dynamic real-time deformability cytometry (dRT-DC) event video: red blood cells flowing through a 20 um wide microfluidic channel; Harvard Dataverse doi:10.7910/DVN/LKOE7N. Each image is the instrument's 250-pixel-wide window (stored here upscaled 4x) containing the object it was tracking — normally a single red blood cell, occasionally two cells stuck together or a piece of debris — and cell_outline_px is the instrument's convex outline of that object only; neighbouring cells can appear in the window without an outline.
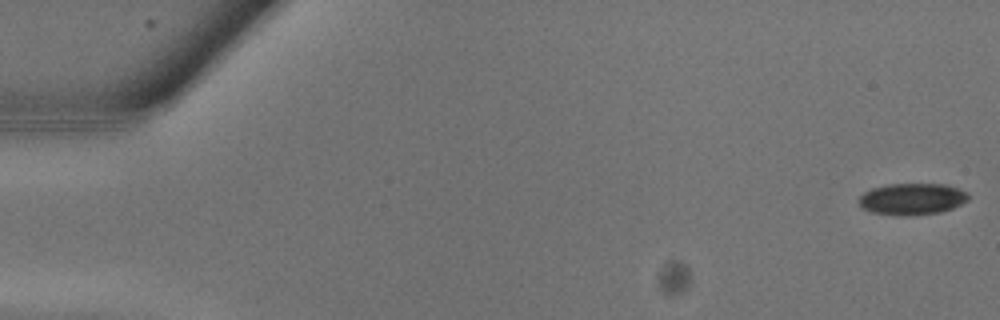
{"species": "common noctule bat (a hibernating species)", "species_latin": "Nyctalus noctula", "temperature_condition": "warm", "stored_images_in_passage": 7, "camera_frame_rate_fps": 3000, "um_per_image_px": 0.085, "animal": {"sex": "male", "body_mass_g": 13.3}, "frame": {"image": 1, "passage_image": 1, "time_ms": 0.0, "image_size_px": [1000, 320], "cell_outline_px": [[968, 200], [952, 208], [940, 212], [908, 216], [896, 216], [872, 212], [864, 208], [860, 204], [860, 196], [864, 192], [872, 188], [888, 184], [948, 184], [968, 192]], "centroid_in_image_um": [77.55, 16.91], "position_along_channel_um": 7.5, "area_um2": 20.17}}